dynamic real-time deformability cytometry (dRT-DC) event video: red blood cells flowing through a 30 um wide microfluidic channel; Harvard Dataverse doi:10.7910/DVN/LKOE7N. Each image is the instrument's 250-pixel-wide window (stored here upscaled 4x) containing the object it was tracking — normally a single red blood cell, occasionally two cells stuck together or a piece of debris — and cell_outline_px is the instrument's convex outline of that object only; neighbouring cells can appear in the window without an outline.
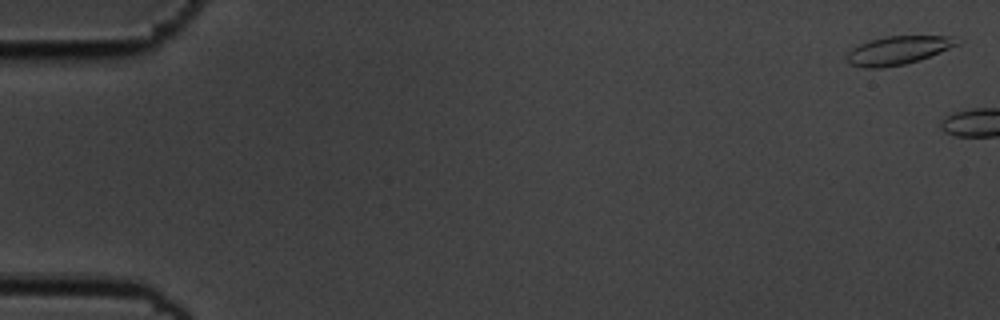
{"species": "common noctule bat (a hibernating species)", "species_latin": "Nyctalus noctula", "temperature_condition": "cold", "stored_images_in_passage": 6, "camera_frame_rate_fps": 3000, "um_per_image_px": 0.085, "animal": {"sex": "male", "body_mass_g": 19.5, "forearm_length_mm": 54.6}, "frame": {"image": 1, "passage_image": 2, "time_ms": 0.333, "image_size_px": [1000, 320], "cell_outline_px": [[964, 40], [960, 44], [920, 60], [904, 64], [884, 68], [864, 68], [852, 64], [844, 56], [852, 48], [868, 40], [888, 36], [956, 36]], "centroid_in_image_um": [76.38, 4.27], "position_along_channel_um": 8.6, "area_um2": 18.5}}